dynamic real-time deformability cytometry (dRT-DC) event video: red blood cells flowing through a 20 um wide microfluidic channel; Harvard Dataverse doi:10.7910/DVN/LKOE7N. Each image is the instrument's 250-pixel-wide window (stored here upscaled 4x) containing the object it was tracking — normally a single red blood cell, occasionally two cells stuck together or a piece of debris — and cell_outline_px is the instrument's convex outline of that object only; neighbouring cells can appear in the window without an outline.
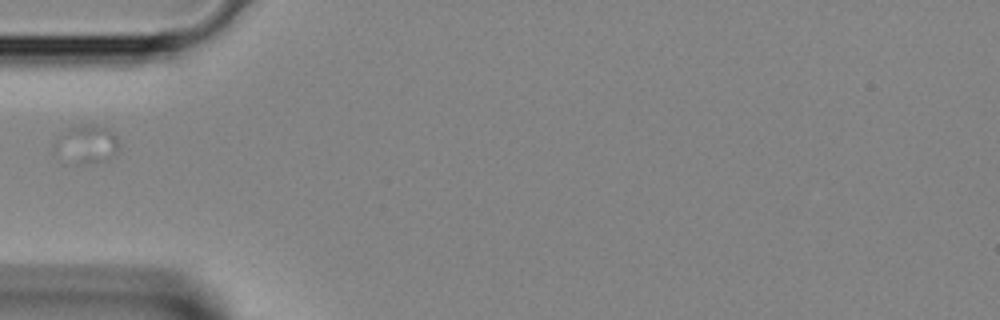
{"species": "Egyptian fruit bat (a non-hibernating species)", "species_latin": "Rousettus aegyptiacus", "temperature_condition": "room temperature", "stored_images_in_passage": 1, "camera_frame_rate_fps": 3000, "um_per_image_px": 0.085, "animal": {"sex": "female"}, "frame": {"image": 1, "passage_image": 1, "time_ms": 0.0, "image_size_px": [1000, 320], "cell_outline_px": [[120, 152], [104, 160], [80, 160], [52, 152], [52, 144], [68, 128], [84, 124], [96, 124], [108, 128], [120, 140]], "centroid_in_image_um": [7.43, 12.15], "position_along_channel_um": 77.6, "area_um2": 13.76}}